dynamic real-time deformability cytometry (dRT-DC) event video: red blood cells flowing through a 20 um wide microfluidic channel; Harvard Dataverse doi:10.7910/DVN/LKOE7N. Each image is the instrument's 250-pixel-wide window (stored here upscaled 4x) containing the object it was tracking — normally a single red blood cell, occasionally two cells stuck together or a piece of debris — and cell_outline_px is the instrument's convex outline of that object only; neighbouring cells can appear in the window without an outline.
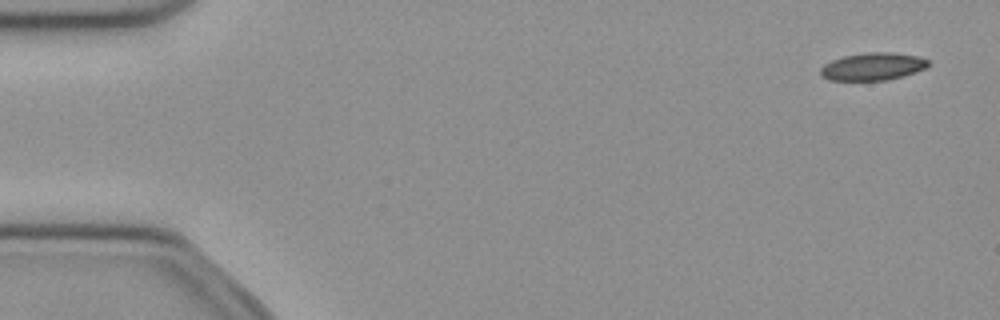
{"species": "common noctule bat (a hibernating species)", "species_latin": "Nyctalus noctula", "temperature_condition": "cold", "stored_images_in_passage": 52, "camera_frame_rate_fps": 3000, "um_per_image_px": 0.085, "animal": {"sex": "female", "body_mass_g": 21.9}, "frame": {"image": 1, "passage_image": 3, "time_ms": 0.667, "image_size_px": [1000, 320], "cell_outline_px": [[928, 64], [924, 68], [916, 72], [888, 80], [828, 80], [820, 76], [820, 68], [824, 64], [832, 60], [844, 56], [868, 52], [892, 52], [920, 56], [928, 60]], "centroid_in_image_um": [74.16, 5.65], "position_along_channel_um": 10.8, "area_um2": 17.34}}
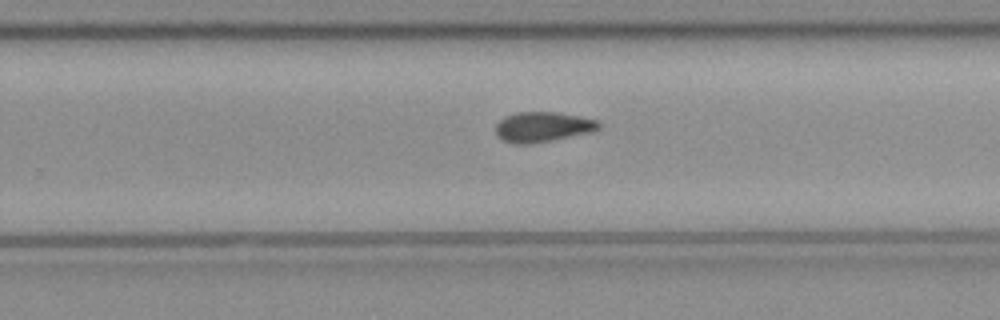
{"frame": {"image": 2, "passage_image": 33, "time_ms": 10.667, "image_size_px": [1000, 320], "cell_outline_px": [[600, 128], [592, 132], [532, 144], [512, 144], [500, 140], [496, 136], [496, 124], [504, 116], [516, 112], [556, 112], [580, 116], [600, 120]], "centroid_in_image_um": [46.11, 10.79], "position_along_channel_um": 283.7, "area_um2": 18.44}}
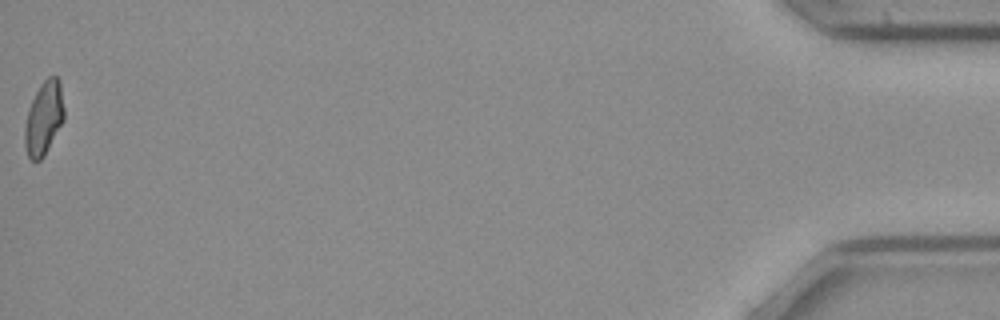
{"frame": {"image": 3, "passage_image": 52, "time_ms": 17.0, "image_size_px": [1000, 320], "cell_outline_px": [[64, 120], [44, 156], [40, 160], [32, 160], [28, 156], [24, 144], [24, 128], [28, 108], [40, 84], [48, 76], [56, 76], [60, 80], [64, 108]], "centroid_in_image_um": [3.73, 10.03], "position_along_channel_um": 431.5, "area_um2": 16.94}}